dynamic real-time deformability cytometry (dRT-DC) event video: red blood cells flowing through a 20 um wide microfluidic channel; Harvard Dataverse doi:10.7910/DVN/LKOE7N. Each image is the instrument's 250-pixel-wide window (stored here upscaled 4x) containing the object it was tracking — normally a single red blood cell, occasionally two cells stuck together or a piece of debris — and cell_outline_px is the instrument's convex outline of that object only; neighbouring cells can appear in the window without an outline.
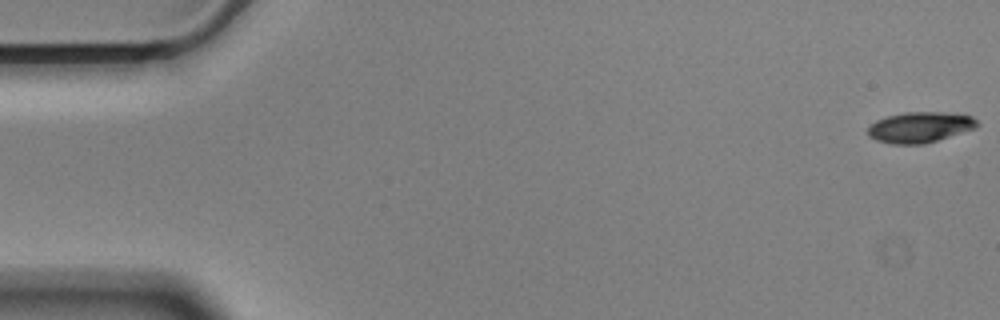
{"species": "Egyptian fruit bat (a non-hibernating species)", "species_latin": "Rousettus aegyptiacus", "temperature_condition": "cold", "stored_images_in_passage": 57, "camera_frame_rate_fps": 3000, "um_per_image_px": 0.085, "animal": {"sex": "male"}, "frame": {"image": 1, "passage_image": 1, "time_ms": 0.0, "image_size_px": [1000, 320], "cell_outline_px": [[980, 124], [976, 128], [924, 144], [888, 144], [876, 140], [868, 136], [868, 128], [876, 120], [888, 116], [904, 112], [944, 112], [972, 116]], "centroid_in_image_um": [78.19, 10.82], "position_along_channel_um": 6.8, "area_um2": 19.54}}
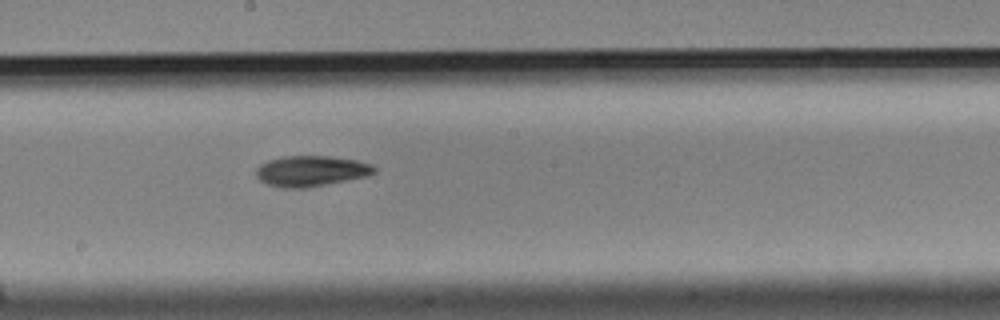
{"frame": {"image": 2, "passage_image": 31, "time_ms": 10.0, "image_size_px": [1000, 320], "cell_outline_px": [[376, 172], [368, 176], [304, 188], [284, 188], [268, 184], [260, 180], [256, 176], [256, 168], [260, 164], [268, 160], [284, 156], [328, 156], [356, 160], [372, 164], [376, 168]], "centroid_in_image_um": [26.44, 14.53], "position_along_channel_um": 221.8, "area_um2": 21.04}}
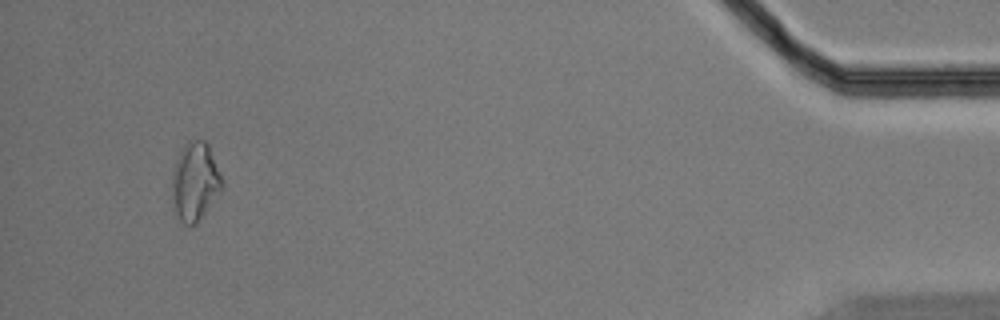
{"frame": {"image": 3, "passage_image": 54, "time_ms": 17.667, "image_size_px": [1000, 320], "cell_outline_px": [[224, 184], [220, 192], [196, 224], [184, 224], [180, 220], [176, 212], [172, 200], [172, 172], [176, 160], [184, 144], [188, 140], [204, 140], [208, 144], [224, 180]], "centroid_in_image_um": [16.59, 15.41], "position_along_channel_um": 418.6, "area_um2": 22.83}, "authors_computed_cell_mechanics": {"area_um2": 20.2878, "velocity_mm_per_s": 3.5339, "shape_relaxation_time_tau1_ms": 5.9758, "shape_relaxation_time_tau2_ms": null, "deformation_change_tau1": 0.1074, "deformation_change_tau2": null}}